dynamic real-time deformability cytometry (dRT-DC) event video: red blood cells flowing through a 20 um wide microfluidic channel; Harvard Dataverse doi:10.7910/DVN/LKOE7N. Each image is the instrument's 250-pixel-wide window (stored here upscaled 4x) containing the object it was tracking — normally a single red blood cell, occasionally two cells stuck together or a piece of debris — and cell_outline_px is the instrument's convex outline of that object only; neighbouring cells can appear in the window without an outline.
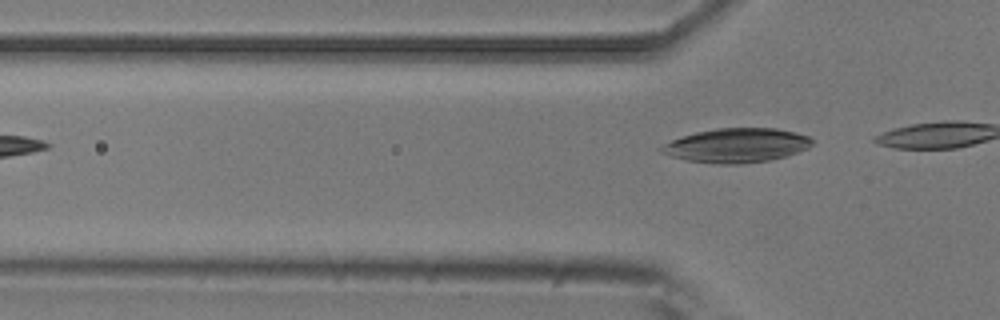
{"species": "common noctule bat (a hibernating species)", "species_latin": "Nyctalus noctula", "temperature_condition": "room temperature", "stored_images_in_passage": 2, "camera_frame_rate_fps": 3000, "um_per_image_px": 0.085, "animal": {"sex": "male", "body_mass_g": 20.5, "forearm_length_mm": 52.5}, "frame": {"image": 1, "passage_image": 2, "time_ms": 0.333, "image_size_px": [1000, 320], "cell_outline_px": [[812, 144], [808, 148], [772, 160], [744, 164], [720, 164], [688, 160], [672, 156], [660, 152], [656, 148], [672, 140], [696, 132], [716, 128], [776, 128], [808, 136], [812, 140]], "centroid_in_image_um": [62.59, 12.36], "position_along_channel_um": 63.2, "area_um2": 29.88}}